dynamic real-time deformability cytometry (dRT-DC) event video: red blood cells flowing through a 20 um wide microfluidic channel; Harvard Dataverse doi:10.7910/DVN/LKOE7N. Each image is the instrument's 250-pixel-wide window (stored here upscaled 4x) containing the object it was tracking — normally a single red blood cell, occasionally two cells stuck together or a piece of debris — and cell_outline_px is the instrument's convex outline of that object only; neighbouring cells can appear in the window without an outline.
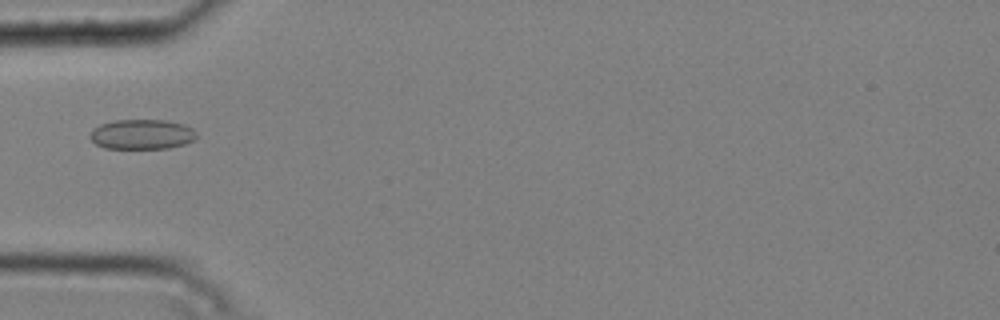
{"species": "common noctule bat (a hibernating species)", "species_latin": "Nyctalus noctula", "temperature_condition": "cold", "stored_images_in_passage": 2, "camera_frame_rate_fps": 3000, "um_per_image_px": 0.085, "animal": {"sex": "male", "body_mass_g": 20.4}, "frame": {"image": 1, "passage_image": 1, "time_ms": 0.0, "image_size_px": [1000, 320], "cell_outline_px": [[196, 136], [192, 140], [184, 144], [168, 148], [104, 148], [96, 144], [88, 136], [92, 128], [100, 124], [116, 120], [164, 120], [184, 124], [192, 128], [196, 132]], "centroid_in_image_um": [12.02, 11.41], "position_along_channel_um": 73.0, "area_um2": 18.55}}